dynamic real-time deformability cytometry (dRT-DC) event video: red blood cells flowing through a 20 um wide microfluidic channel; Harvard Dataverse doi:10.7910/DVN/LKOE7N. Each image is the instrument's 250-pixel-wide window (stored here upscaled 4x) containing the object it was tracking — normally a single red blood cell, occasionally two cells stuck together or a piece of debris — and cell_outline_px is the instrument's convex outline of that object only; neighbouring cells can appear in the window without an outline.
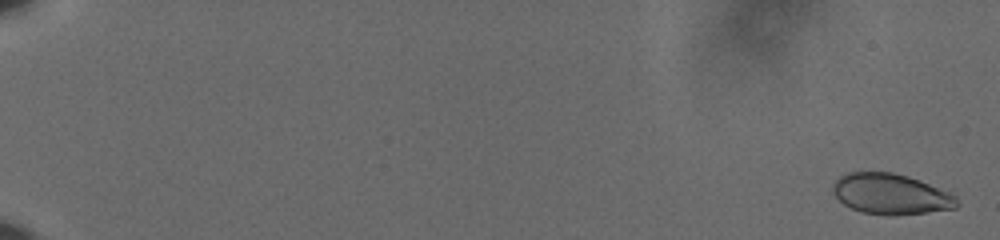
{"species": "human", "species_latin": "Homo sapiens", "temperature_condition": "cold", "stored_images_in_passage": 61, "camera_frame_rate_fps": 3000, "um_per_image_px": 0.085, "donor": {"sex": "male"}, "frame": {"image": 1, "passage_image": 2, "time_ms": 0.333, "image_size_px": [1000, 240], "cell_outline_px": [[960, 204], [956, 208], [928, 212], [892, 216], [864, 212], [852, 208], [844, 204], [836, 196], [832, 188], [832, 184], [840, 176], [848, 172], [892, 172], [908, 176], [920, 180], [948, 192], [956, 196]], "centroid_in_image_um": [75.74, 16.49], "position_along_channel_um": 9.3, "area_um2": 29.3}}
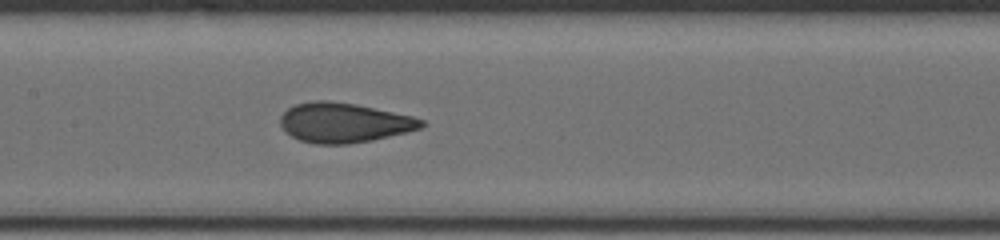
{"frame": {"image": 2, "passage_image": 34, "time_ms": 11.0, "image_size_px": [1000, 240], "cell_outline_px": [[424, 124], [420, 128], [408, 132], [372, 140], [348, 144], [316, 144], [300, 140], [284, 132], [280, 124], [280, 116], [288, 108], [296, 104], [312, 100], [328, 100], [356, 104], [412, 116], [424, 120]], "centroid_in_image_um": [29.21, 10.42], "position_along_channel_um": 178.2, "area_um2": 32.71}}
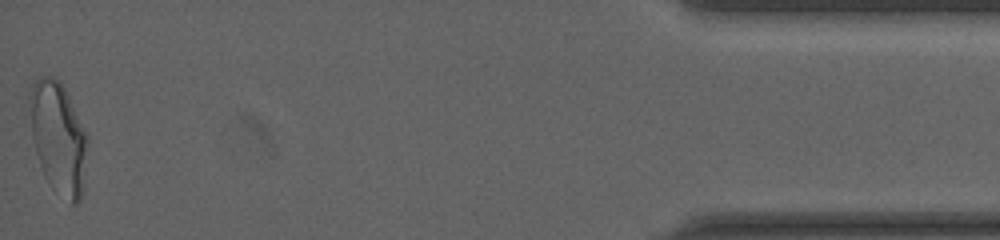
{"frame": {"image": 3, "passage_image": 61, "time_ms": 20.0, "image_size_px": [1000, 240], "cell_outline_px": [[88, 144], [80, 200], [76, 204], [72, 204], [44, 176], [36, 152], [32, 136], [28, 96], [28, 92], [32, 80], [40, 76], [52, 76], [60, 80], [88, 136]], "centroid_in_image_um": [4.93, 11.6], "position_along_channel_um": 430.3, "area_um2": 37.17}, "authors_computed_cell_mechanics": {"area_um2": 31.8478, "velocity_mm_per_s": 3.6273, "shape_relaxation_time_tau1_ms": 9.4659, "shape_relaxation_time_tau2_ms": 1.1477, "deformation_change_tau1": 0.1889, "deformation_change_tau2": 0.0436}}